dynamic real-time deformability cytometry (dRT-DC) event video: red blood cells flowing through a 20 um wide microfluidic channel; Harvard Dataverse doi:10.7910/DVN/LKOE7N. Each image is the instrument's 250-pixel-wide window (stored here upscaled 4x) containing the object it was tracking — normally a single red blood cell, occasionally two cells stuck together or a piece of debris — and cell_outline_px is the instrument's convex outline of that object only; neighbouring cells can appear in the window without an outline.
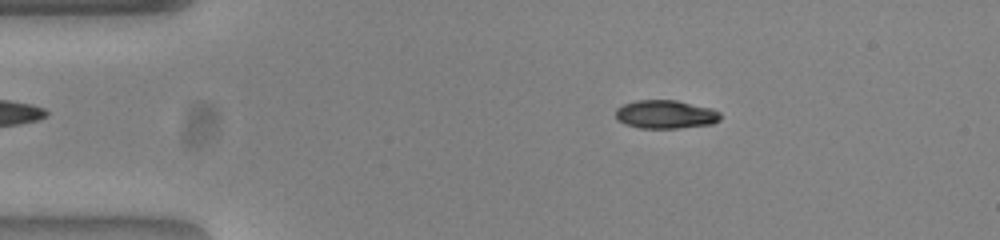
{"species": "common noctule bat (a hibernating species)", "species_latin": "Nyctalus noctula", "temperature_condition": "warm", "stored_images_in_passage": 52, "camera_frame_rate_fps": 3000, "um_per_image_px": 0.085, "animal": {"sex": "female", "body_mass_g": 23.0, "forearm_length_mm": 53.4}, "frame": {"image": 1, "passage_image": 9, "time_ms": 2.667, "image_size_px": [1000, 240], "cell_outline_px": [[720, 120], [712, 124], [680, 128], [640, 128], [624, 124], [616, 120], [616, 108], [624, 104], [636, 100], [676, 100], [712, 108], [720, 112]], "centroid_in_image_um": [56.57, 9.72], "position_along_channel_um": 28.4, "area_um2": 17.51}}
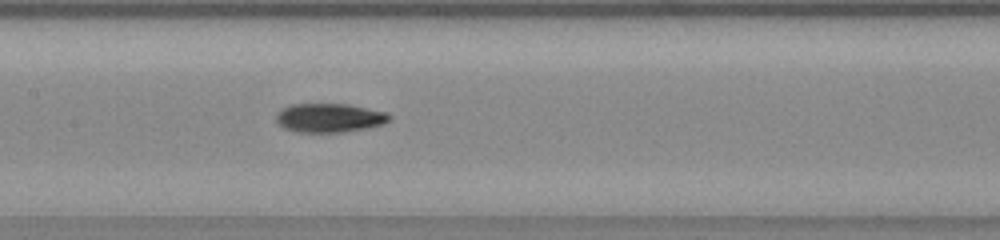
{"frame": {"image": 2, "passage_image": 25, "time_ms": 8.0, "image_size_px": [1000, 240], "cell_outline_px": [[392, 120], [384, 124], [368, 128], [344, 132], [300, 132], [284, 128], [276, 120], [276, 112], [280, 108], [292, 104], [348, 104], [388, 112], [392, 116]], "centroid_in_image_um": [28.04, 10.01], "position_along_channel_um": 179.4, "area_um2": 19.36}}
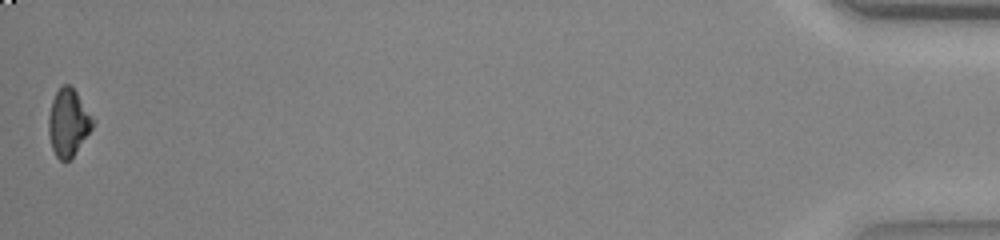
{"frame": {"image": 3, "passage_image": 52, "time_ms": 17.0, "image_size_px": [1000, 240], "cell_outline_px": [[96, 120], [92, 128], [72, 156], [68, 160], [60, 160], [56, 156], [52, 148], [48, 132], [48, 116], [52, 100], [56, 92], [64, 84], [68, 84], [76, 92]], "centroid_in_image_um": [5.8, 10.4], "position_along_channel_um": 429.4, "area_um2": 17.11}, "authors_computed_cell_mechanics": {"area_um2": 18.1492, "velocity_mm_per_s": 3.8877, "shape_relaxation_time_tau1_ms": 5.7172, "shape_relaxation_time_tau2_ms": 9.5572, "deformation_change_tau1": 0.1861, "deformation_change_tau2": 0.1573}}